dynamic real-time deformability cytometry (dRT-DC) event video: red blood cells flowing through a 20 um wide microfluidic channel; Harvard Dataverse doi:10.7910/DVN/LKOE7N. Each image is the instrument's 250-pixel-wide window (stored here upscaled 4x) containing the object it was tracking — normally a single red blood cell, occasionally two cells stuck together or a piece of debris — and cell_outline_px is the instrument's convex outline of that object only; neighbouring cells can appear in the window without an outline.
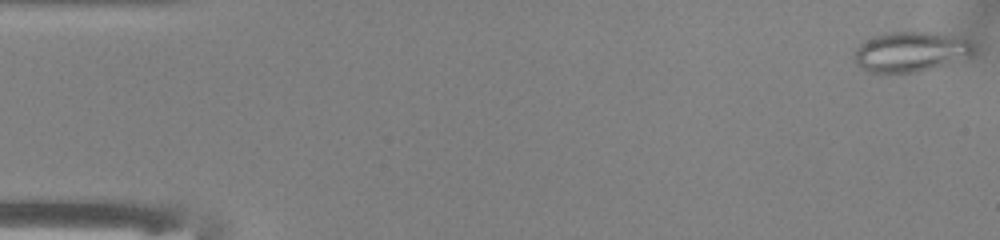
{"species": "common noctule bat (a hibernating species)", "species_latin": "Nyctalus noctula", "temperature_condition": "warm", "stored_images_in_passage": 40, "camera_frame_rate_fps": 3000, "um_per_image_px": 0.085, "animal": {"sex": "male", "body_mass_g": 13.0, "forearm_length_mm": 53.1}, "frame": {"image": 1, "passage_image": 1, "time_ms": 0.0, "image_size_px": [1000, 240], "cell_outline_px": [[972, 52], [968, 56], [916, 72], [868, 72], [860, 68], [856, 64], [856, 48], [860, 44], [884, 32], [936, 32], [964, 36], [972, 44]], "centroid_in_image_um": [77.4, 4.36], "position_along_channel_um": 7.6, "area_um2": 27.4}}
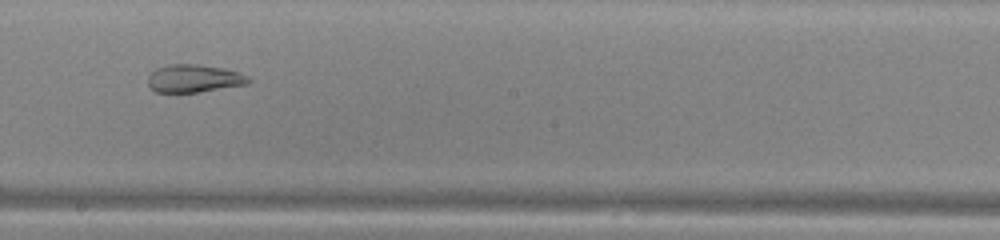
{"frame": {"image": 2, "passage_image": 28, "time_ms": 9.0, "image_size_px": [1000, 240], "cell_outline_px": [[252, 80], [248, 84], [200, 92], [156, 92], [148, 84], [148, 76], [156, 68], [168, 64], [200, 64], [224, 68], [240, 72], [248, 76]], "centroid_in_image_um": [16.52, 6.66], "position_along_channel_um": 231.7, "area_um2": 16.47}}
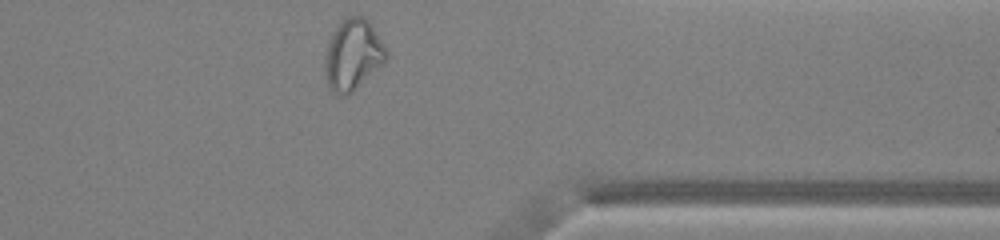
{"frame": {"image": 3, "passage_image": 40, "time_ms": 13.0, "image_size_px": [1000, 240], "cell_outline_px": [[388, 56], [384, 64], [352, 92], [344, 96], [340, 96], [332, 92], [328, 88], [324, 76], [324, 56], [328, 40], [336, 24], [348, 16], [364, 16], [372, 24], [384, 44], [388, 52]], "centroid_in_image_um": [29.97, 4.66], "position_along_channel_um": 381.4, "area_um2": 26.07}, "authors_computed_cell_mechanics": {"area_um2": 23.2067, "velocity_mm_per_s": 4.0509, "shape_relaxation_time_tau1_ms": null, "shape_relaxation_time_tau2_ms": 1.6896, "deformation_change_tau1": null, "deformation_change_tau2": 0.0899}}